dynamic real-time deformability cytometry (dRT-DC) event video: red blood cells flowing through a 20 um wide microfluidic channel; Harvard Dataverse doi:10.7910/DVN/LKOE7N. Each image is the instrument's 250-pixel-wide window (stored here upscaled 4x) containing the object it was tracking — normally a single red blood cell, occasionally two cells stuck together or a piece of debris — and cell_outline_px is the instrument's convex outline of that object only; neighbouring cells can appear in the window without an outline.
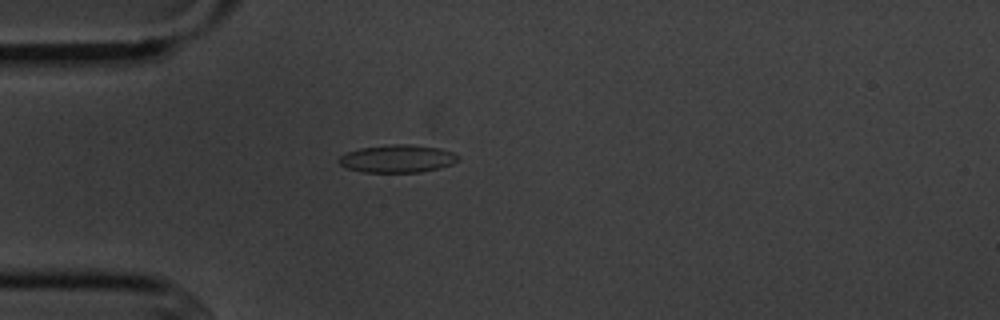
{"species": "common noctule bat (a hibernating species)", "species_latin": "Nyctalus noctula", "temperature_condition": "cold", "stored_images_in_passage": 3, "camera_frame_rate_fps": 3000, "um_per_image_px": 0.085, "animal": {"sex": "male", "body_mass_g": 20.1, "forearm_length_mm": 53.5}, "frame": {"image": 1, "passage_image": 3, "time_ms": 2.333, "image_size_px": [1000, 320], "cell_outline_px": [[460, 160], [452, 164], [440, 168], [420, 172], [364, 172], [344, 168], [336, 160], [340, 156], [348, 152], [360, 148], [392, 144], [408, 144], [440, 148], [452, 152], [460, 156]], "centroid_in_image_um": [33.78, 13.49], "position_along_channel_um": 51.2, "area_um2": 19.42}}